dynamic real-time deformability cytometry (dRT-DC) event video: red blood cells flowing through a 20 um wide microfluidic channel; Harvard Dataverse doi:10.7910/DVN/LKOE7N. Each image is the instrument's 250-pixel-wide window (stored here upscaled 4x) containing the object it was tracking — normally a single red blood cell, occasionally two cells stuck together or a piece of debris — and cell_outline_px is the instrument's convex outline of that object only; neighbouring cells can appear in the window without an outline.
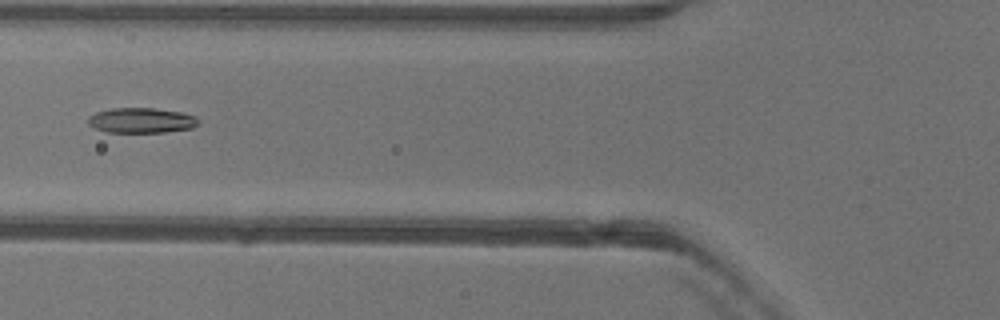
{"species": "common noctule bat (a hibernating species)", "species_latin": "Nyctalus noctula", "temperature_condition": "warm", "stored_images_in_passage": 40, "camera_frame_rate_fps": 3000, "um_per_image_px": 0.085, "animal": {"sex": "female"}, "frame": {"image": 1, "passage_image": 8, "time_ms": 2.333, "image_size_px": [1000, 320], "cell_outline_px": [[200, 120], [192, 128], [164, 132], [108, 132], [96, 128], [88, 124], [88, 116], [96, 112], [112, 108], [156, 108], [184, 112], [196, 116]], "centroid_in_image_um": [12.04, 10.22], "position_along_channel_um": 113.8, "area_um2": 16.24}}
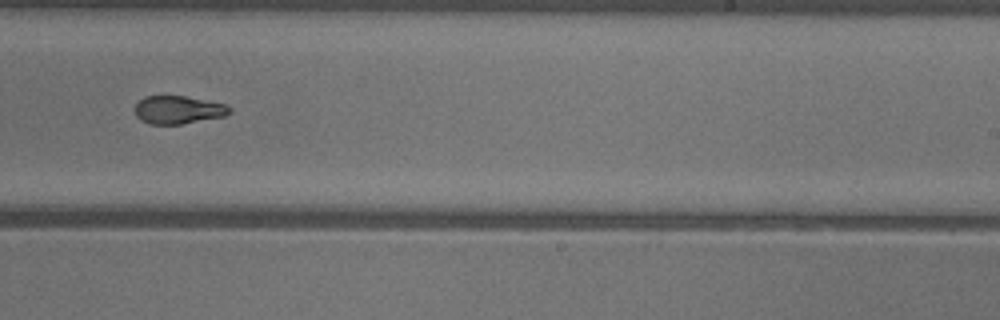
{"frame": {"image": 2, "passage_image": 20, "time_ms": 6.333, "image_size_px": [1000, 320], "cell_outline_px": [[232, 112], [224, 116], [180, 124], [148, 124], [140, 120], [136, 116], [136, 104], [144, 96], [184, 96], [224, 104], [232, 108]], "centroid_in_image_um": [15.14, 9.34], "position_along_channel_um": 273.9, "area_um2": 15.32}}
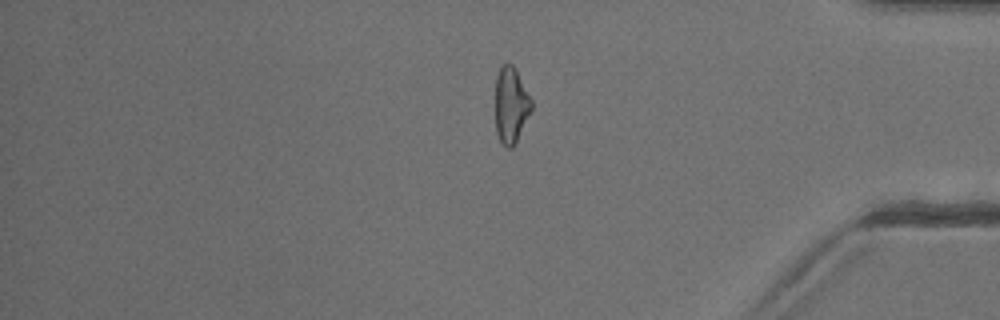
{"frame": {"image": 3, "passage_image": 31, "time_ms": 10.0, "image_size_px": [1000, 320], "cell_outline_px": [[532, 108], [512, 148], [508, 148], [500, 140], [496, 132], [496, 76], [500, 68], [504, 64], [512, 64], [532, 100]], "centroid_in_image_um": [43.42, 8.93], "position_along_channel_um": 391.8, "area_um2": 15.49}, "authors_computed_cell_mechanics": {"area_um2": 16.5019, "velocity_mm_per_s": 4.0047, "shape_relaxation_time_tau1_ms": 11.2386, "shape_relaxation_time_tau2_ms": 4.1078, "deformation_change_tau1": 0.2856, "deformation_change_tau2": 0.1127}}